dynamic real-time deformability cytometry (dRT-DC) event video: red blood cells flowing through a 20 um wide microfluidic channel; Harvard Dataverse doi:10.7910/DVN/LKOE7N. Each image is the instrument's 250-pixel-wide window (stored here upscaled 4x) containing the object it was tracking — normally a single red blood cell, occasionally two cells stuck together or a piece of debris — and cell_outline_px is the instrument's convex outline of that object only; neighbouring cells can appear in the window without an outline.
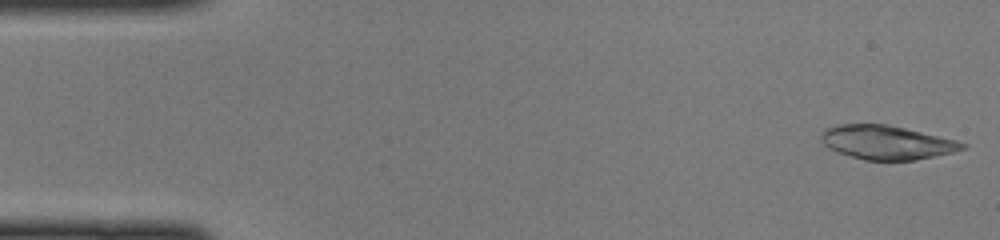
{"species": "common noctule bat (a hibernating species)", "species_latin": "Nyctalus noctula", "temperature_condition": "cold", "stored_images_in_passage": 14, "camera_frame_rate_fps": 3000, "um_per_image_px": 0.085, "animal": {"sex": "female", "body_mass_g": 22.0, "forearm_length_mm": 56.7}, "frame": {"image": 1, "passage_image": 1, "time_ms": 0.0, "image_size_px": [1000, 240], "cell_outline_px": [[968, 144], [964, 148], [952, 152], [916, 160], [864, 160], [836, 152], [828, 148], [820, 140], [820, 136], [828, 128], [840, 124], [888, 124], [956, 140]], "centroid_in_image_um": [75.35, 12.11], "position_along_channel_um": 9.7, "area_um2": 27.74}}
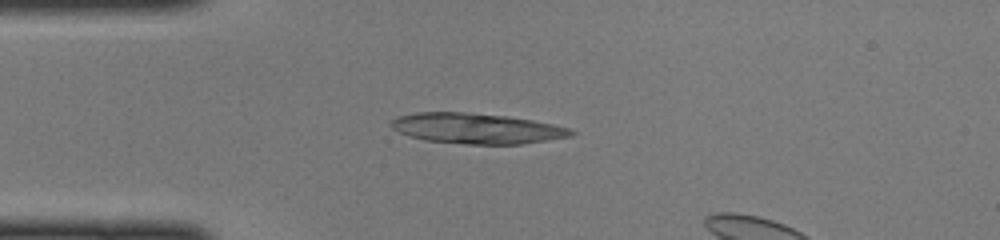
{"frame": {"image": 2, "passage_image": 11, "time_ms": 3.333, "image_size_px": [1000, 240], "cell_outline_px": [[576, 132], [572, 136], [520, 144], [468, 144], [424, 140], [400, 132], [392, 128], [388, 124], [396, 116], [416, 112], [464, 112], [508, 116], [532, 120], [552, 124], [568, 128]], "centroid_in_image_um": [40.48, 10.91], "position_along_channel_um": 44.5, "area_um2": 31.79}}